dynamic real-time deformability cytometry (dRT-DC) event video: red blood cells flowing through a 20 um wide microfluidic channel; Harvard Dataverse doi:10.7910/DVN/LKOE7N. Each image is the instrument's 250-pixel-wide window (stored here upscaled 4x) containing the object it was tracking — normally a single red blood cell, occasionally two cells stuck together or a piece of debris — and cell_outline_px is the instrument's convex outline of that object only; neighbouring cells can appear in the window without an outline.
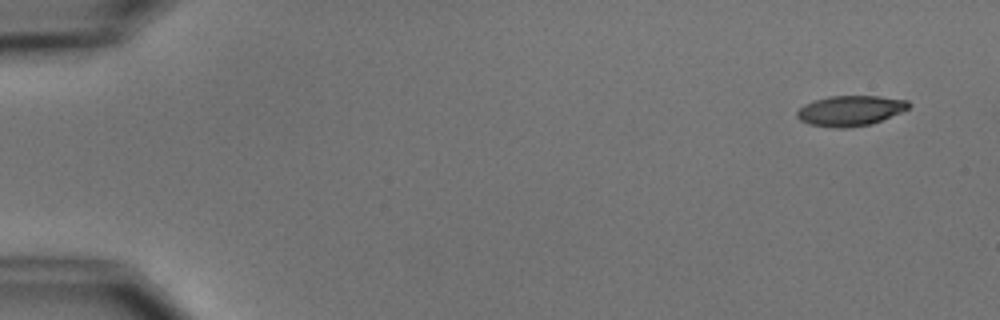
{"species": "common noctule bat (a hibernating species)", "species_latin": "Nyctalus noctula", "temperature_condition": "cold", "stored_images_in_passage": 6, "camera_frame_rate_fps": 3000, "um_per_image_px": 0.085, "animal": {"sex": "male", "body_mass_g": 15.6}, "frame": {"image": 1, "passage_image": 1, "time_ms": 0.0, "image_size_px": [1000, 320], "cell_outline_px": [[912, 104], [908, 108], [900, 112], [880, 120], [868, 124], [844, 128], [836, 128], [808, 124], [800, 120], [796, 116], [796, 112], [804, 104], [812, 100], [828, 96], [880, 96], [908, 100]], "centroid_in_image_um": [72.24, 9.39], "position_along_channel_um": 12.8, "area_um2": 19.65}}
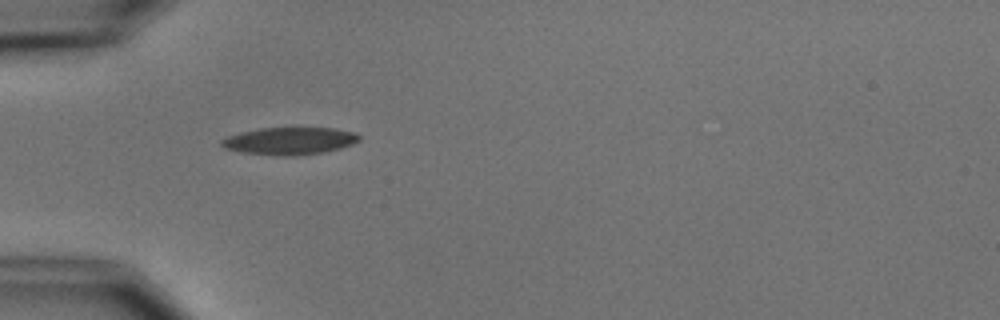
{"frame": {"image": 2, "passage_image": 5, "time_ms": 4.667, "image_size_px": [1000, 320], "cell_outline_px": [[360, 140], [352, 144], [340, 148], [324, 152], [296, 156], [276, 156], [244, 152], [224, 148], [220, 144], [220, 140], [228, 136], [240, 132], [260, 128], [336, 128], [356, 132], [360, 136]], "centroid_in_image_um": [24.63, 11.98], "position_along_channel_um": 60.4, "area_um2": 22.08}}